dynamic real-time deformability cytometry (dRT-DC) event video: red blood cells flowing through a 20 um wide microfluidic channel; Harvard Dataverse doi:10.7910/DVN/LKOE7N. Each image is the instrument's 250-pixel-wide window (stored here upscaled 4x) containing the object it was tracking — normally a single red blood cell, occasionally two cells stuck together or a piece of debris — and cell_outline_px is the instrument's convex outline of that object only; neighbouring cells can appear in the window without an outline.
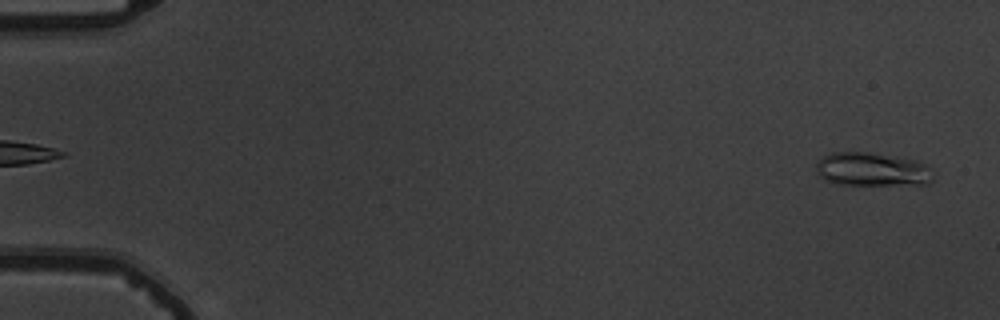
{"species": "common noctule bat (a hibernating species)", "species_latin": "Nyctalus noctula", "temperature_condition": "warm", "stored_images_in_passage": 54, "camera_frame_rate_fps": 3000, "um_per_image_px": 0.085, "animal": {"sex": "male", "body_mass_g": 19.5, "forearm_length_mm": 54.6}, "frame": {"image": 1, "passage_image": 2, "time_ms": 0.333, "image_size_px": [1000, 320], "cell_outline_px": [[936, 172], [932, 180], [928, 184], [836, 184], [820, 176], [816, 172], [816, 160], [832, 152], [872, 152], [916, 160], [932, 168]], "centroid_in_image_um": [74.16, 14.38], "position_along_channel_um": 10.8, "area_um2": 23.06}}
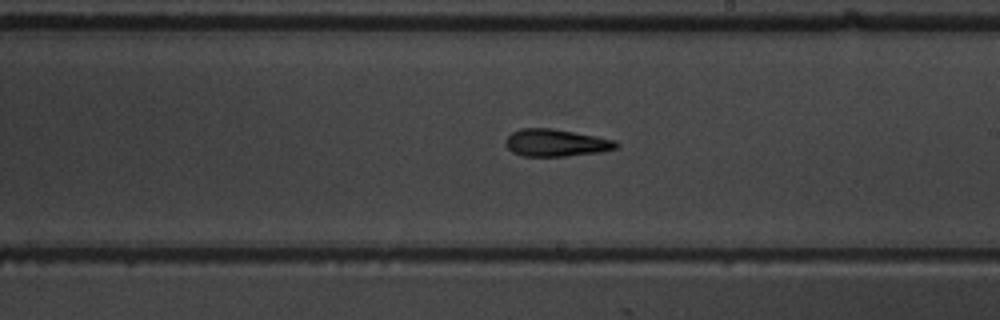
{"frame": {"image": 2, "passage_image": 32, "time_ms": 10.333, "image_size_px": [1000, 320], "cell_outline_px": [[620, 148], [600, 152], [564, 156], [520, 156], [512, 152], [504, 144], [504, 140], [512, 132], [520, 128], [548, 128], [596, 136], [616, 140], [620, 144]], "centroid_in_image_um": [47.26, 12.14], "position_along_channel_um": 241.7, "area_um2": 17.69}}
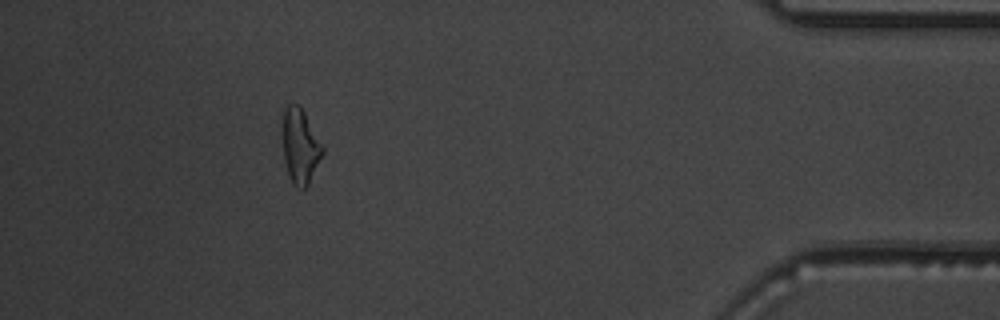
{"frame": {"image": 3, "passage_image": 49, "time_ms": 16.0, "image_size_px": [1000, 320], "cell_outline_px": [[324, 152], [308, 184], [304, 188], [296, 188], [288, 172], [284, 160], [284, 108], [288, 104], [300, 104], [324, 148]], "centroid_in_image_um": [25.54, 12.4], "position_along_channel_um": 409.7, "area_um2": 16.94}, "authors_computed_cell_mechanics": {"area_um2": 17.5423, "velocity_mm_per_s": 3.8041, "shape_relaxation_time_tau1_ms": 3.7922, "shape_relaxation_time_tau2_ms": 3.1832, "deformation_change_tau1": 0.1777, "deformation_change_tau2": 0.1514}}